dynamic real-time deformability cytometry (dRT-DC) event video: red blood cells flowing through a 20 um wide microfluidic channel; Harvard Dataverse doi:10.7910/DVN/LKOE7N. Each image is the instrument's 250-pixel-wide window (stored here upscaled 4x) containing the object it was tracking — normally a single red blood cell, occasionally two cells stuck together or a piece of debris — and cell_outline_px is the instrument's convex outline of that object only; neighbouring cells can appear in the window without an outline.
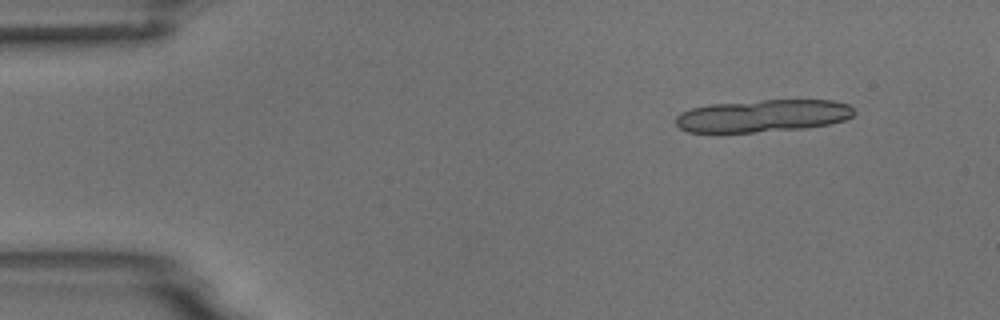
{"species": "common noctule bat (a hibernating species)", "species_latin": "Nyctalus noctula", "temperature_condition": "room temperature", "stored_images_in_passage": 2, "camera_frame_rate_fps": 3000, "um_per_image_px": 0.085, "animal": {"sex": "male", "body_mass_g": 18.8}, "frame": {"image": 1, "passage_image": 1, "time_ms": 0.0, "image_size_px": [1000, 320], "cell_outline_px": [[856, 112], [852, 116], [844, 120], [828, 124], [804, 128], [756, 132], [688, 132], [680, 128], [676, 124], [676, 116], [680, 112], [692, 108], [708, 104], [764, 100], [832, 100], [848, 104]], "centroid_in_image_um": [64.83, 9.84], "position_along_channel_um": 20.2, "area_um2": 33.64}}